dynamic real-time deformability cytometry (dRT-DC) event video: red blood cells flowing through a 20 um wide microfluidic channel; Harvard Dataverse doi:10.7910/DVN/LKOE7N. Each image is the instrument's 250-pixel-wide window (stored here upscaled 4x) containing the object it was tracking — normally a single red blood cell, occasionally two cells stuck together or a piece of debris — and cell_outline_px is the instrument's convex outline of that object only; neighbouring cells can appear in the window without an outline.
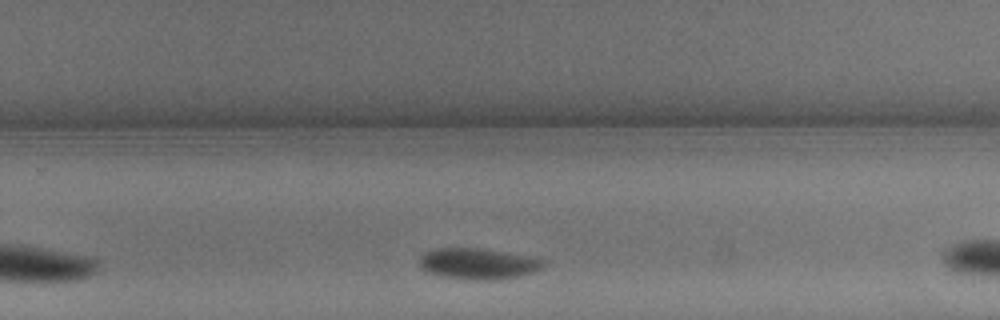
{"species": "common noctule bat (a hibernating species)", "species_latin": "Nyctalus noctula", "temperature_condition": "warm", "stored_images_in_passage": 16, "camera_frame_rate_fps": 3000, "um_per_image_px": 0.085, "animal": {"sex": "male", "body_mass_g": 13.3}, "frame": {"image": 1, "passage_image": 12, "time_ms": 3.667, "image_size_px": [1000, 320], "cell_outline_px": [[548, 264], [544, 268], [532, 272], [516, 276], [496, 280], [488, 280], [440, 276], [424, 272], [420, 268], [420, 256], [436, 248], [476, 248], [540, 256]], "centroid_in_image_um": [40.72, 22.4], "position_along_channel_um": 289.1, "area_um2": 22.66}}
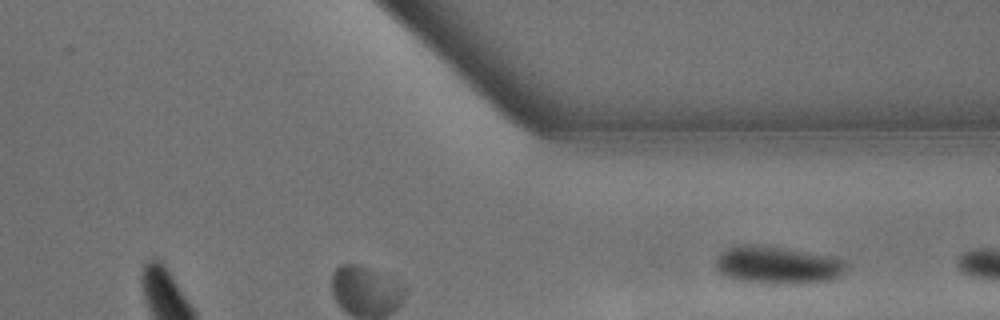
{"frame": {"image": 2, "passage_image": 16, "time_ms": 5.0, "image_size_px": [1000, 320], "cell_outline_px": [[848, 264], [844, 272], [840, 276], [832, 280], [788, 284], [740, 280], [728, 276], [720, 272], [716, 264], [716, 256], [724, 248], [736, 244], [756, 244], [784, 248], [836, 256], [848, 260]], "centroid_in_image_um": [66.14, 22.49], "position_along_channel_um": 345.3, "area_um2": 28.9}}